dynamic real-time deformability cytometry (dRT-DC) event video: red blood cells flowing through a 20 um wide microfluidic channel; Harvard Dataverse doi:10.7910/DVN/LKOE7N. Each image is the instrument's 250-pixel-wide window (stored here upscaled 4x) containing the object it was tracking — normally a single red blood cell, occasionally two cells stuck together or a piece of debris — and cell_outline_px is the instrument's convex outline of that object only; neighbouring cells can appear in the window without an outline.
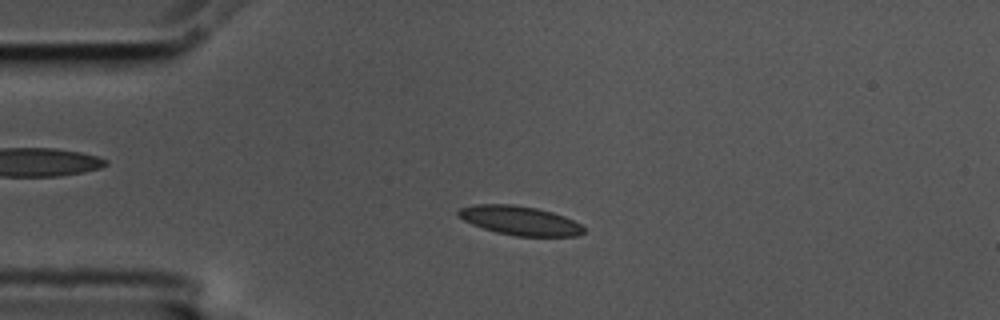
{"species": "common noctule bat (a hibernating species)", "species_latin": "Nyctalus noctula", "temperature_condition": "cold", "stored_images_in_passage": 56, "camera_frame_rate_fps": 3000, "um_per_image_px": 0.085, "animal": {"sex": "male", "body_mass_g": 17.5, "forearm_length_mm": 52.3}, "frame": {"image": 1, "passage_image": 13, "time_ms": 4.0, "image_size_px": [1000, 320], "cell_outline_px": [[584, 232], [580, 236], [516, 236], [496, 232], [472, 224], [464, 220], [456, 212], [460, 208], [476, 204], [512, 204], [536, 208], [552, 212], [564, 216], [580, 224], [584, 228]], "centroid_in_image_um": [44.2, 18.75], "position_along_channel_um": 40.8, "area_um2": 21.1}}
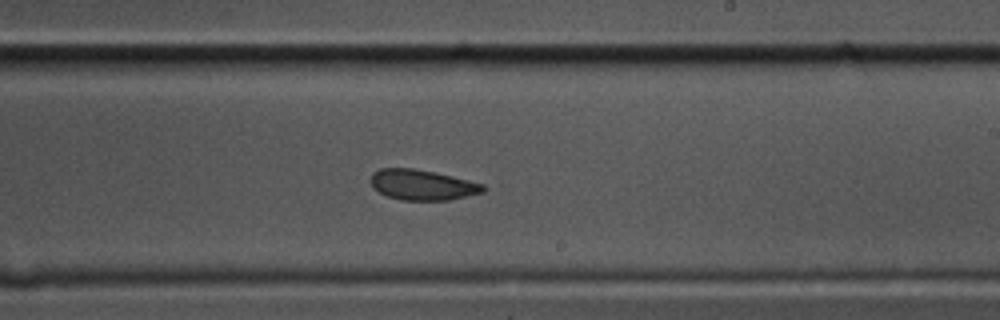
{"frame": {"image": 2, "passage_image": 33, "time_ms": 10.667, "image_size_px": [1000, 320], "cell_outline_px": [[488, 188], [484, 192], [448, 200], [400, 200], [388, 196], [372, 188], [368, 180], [372, 172], [380, 168], [412, 168], [436, 172], [484, 184]], "centroid_in_image_um": [35.87, 15.7], "position_along_channel_um": 253.1, "area_um2": 20.17}}
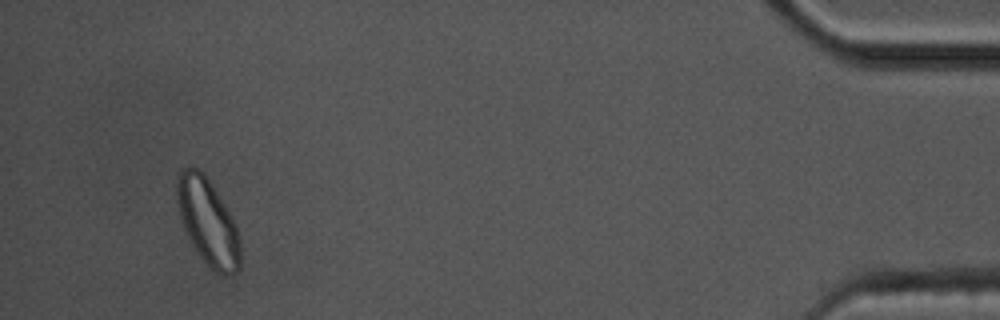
{"frame": {"image": 3, "passage_image": 53, "time_ms": 17.333, "image_size_px": [1000, 320], "cell_outline_px": [[240, 268], [232, 276], [224, 276], [216, 272], [200, 256], [192, 244], [184, 228], [180, 216], [176, 200], [176, 180], [180, 172], [188, 164], [204, 172], [224, 204], [236, 228], [240, 244]], "centroid_in_image_um": [17.65, 18.84], "position_along_channel_um": 417.6, "area_um2": 31.62}, "authors_computed_cell_mechanics": {"area_um2": 20.808, "velocity_mm_per_s": 3.561, "shape_relaxation_time_tau1_ms": null, "shape_relaxation_time_tau2_ms": 3.5916, "deformation_change_tau1": null, "deformation_change_tau2": 0.083}}